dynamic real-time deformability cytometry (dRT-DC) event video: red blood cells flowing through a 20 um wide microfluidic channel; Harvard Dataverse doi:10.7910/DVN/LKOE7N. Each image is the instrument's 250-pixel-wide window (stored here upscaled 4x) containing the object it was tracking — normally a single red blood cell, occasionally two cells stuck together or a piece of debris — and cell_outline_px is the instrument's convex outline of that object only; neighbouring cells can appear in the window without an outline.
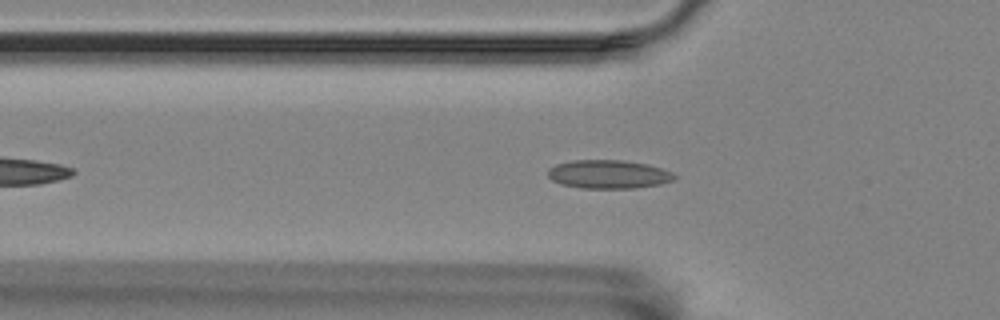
{"species": "Egyptian fruit bat (a non-hibernating species)", "species_latin": "Rousettus aegyptiacus", "temperature_condition": "room temperature", "stored_images_in_passage": 46, "camera_frame_rate_fps": 3000, "um_per_image_px": 0.085, "animal": {"sex": "female"}, "frame": {"image": 1, "passage_image": 11, "time_ms": 3.333, "image_size_px": [1000, 320], "cell_outline_px": [[676, 176], [672, 180], [660, 184], [636, 188], [580, 188], [560, 184], [552, 180], [548, 176], [548, 168], [556, 164], [576, 160], [624, 160], [648, 164], [672, 172]], "centroid_in_image_um": [51.7, 14.81], "position_along_channel_um": 74.1, "area_um2": 21.04}}
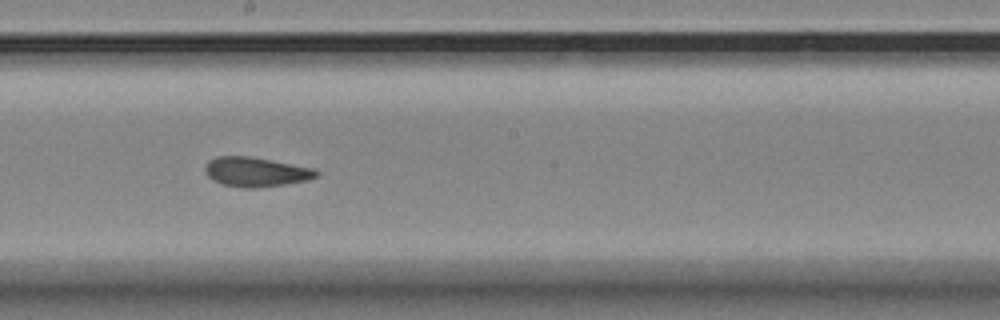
{"frame": {"image": 2, "passage_image": 24, "time_ms": 7.667, "image_size_px": [1000, 320], "cell_outline_px": [[320, 172], [316, 176], [308, 180], [284, 184], [256, 188], [240, 188], [220, 184], [212, 180], [204, 172], [204, 168], [208, 160], [216, 156], [252, 156], [316, 168]], "centroid_in_image_um": [21.73, 14.6], "position_along_channel_um": 226.5, "area_um2": 19.54}}
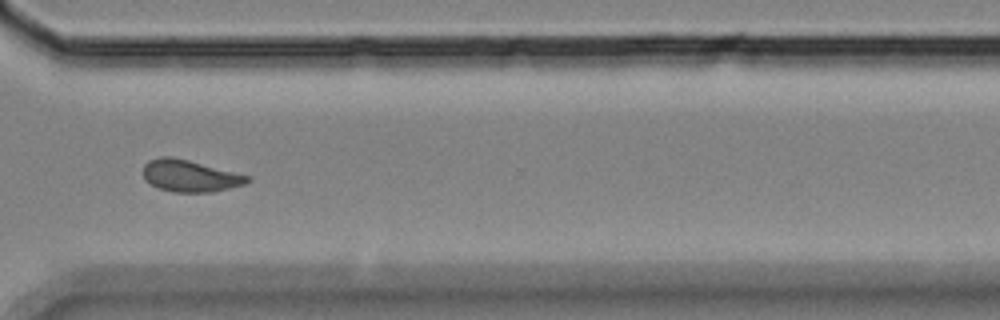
{"frame": {"image": 3, "passage_image": 35, "time_ms": 11.333, "image_size_px": [1000, 320], "cell_outline_px": [[252, 180], [244, 184], [212, 192], [172, 192], [160, 188], [144, 180], [144, 164], [148, 160], [160, 156], [168, 156], [188, 160], [252, 176]], "centroid_in_image_um": [16.16, 14.94], "position_along_channel_um": 354.4, "area_um2": 19.31}, "authors_computed_cell_mechanics": {"area_um2": 19.5075, "velocity_mm_per_s": 3.4928, "shape_relaxation_time_tau1_ms": null, "shape_relaxation_time_tau2_ms": 2.0819, "deformation_change_tau1": null, "deformation_change_tau2": 0.0815}}